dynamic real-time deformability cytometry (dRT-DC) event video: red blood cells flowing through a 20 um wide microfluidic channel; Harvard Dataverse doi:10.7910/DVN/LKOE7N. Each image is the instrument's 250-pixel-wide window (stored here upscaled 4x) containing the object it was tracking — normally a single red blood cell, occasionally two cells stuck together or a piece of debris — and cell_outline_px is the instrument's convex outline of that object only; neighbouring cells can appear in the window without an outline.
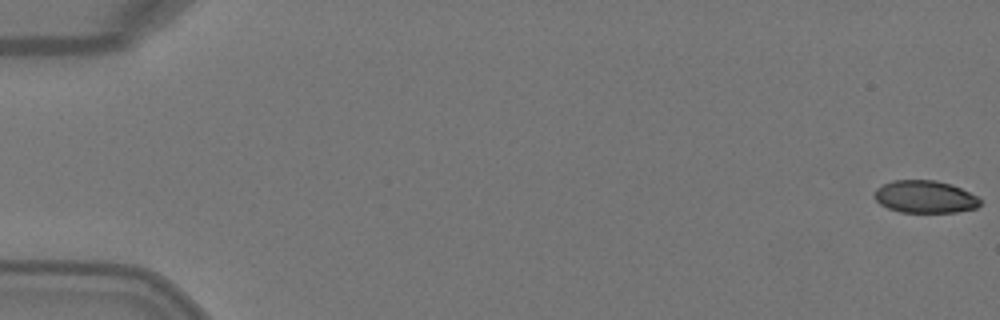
{"species": "Egyptian fruit bat (a non-hibernating species)", "species_latin": "Rousettus aegyptiacus", "temperature_condition": "warm", "stored_images_in_passage": 5, "camera_frame_rate_fps": 3000, "um_per_image_px": 0.085, "animal": {"sex": "female"}, "frame": {"image": 1, "passage_image": 1, "time_ms": 0.0, "image_size_px": [1000, 320], "cell_outline_px": [[980, 204], [976, 208], [956, 212], [900, 212], [888, 208], [880, 204], [872, 196], [876, 188], [892, 180], [936, 180], [952, 184], [976, 196], [980, 200]], "centroid_in_image_um": [78.59, 16.72], "position_along_channel_um": 6.4, "area_um2": 20.0}}
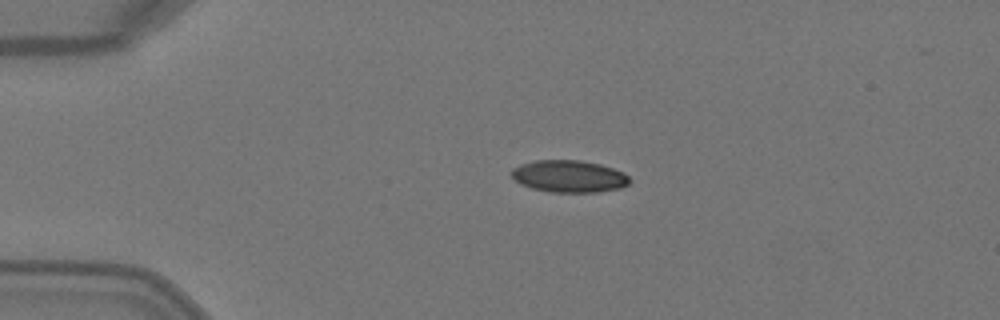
{"frame": {"image": 2, "passage_image": 4, "time_ms": 1.0, "image_size_px": [1000, 320], "cell_outline_px": [[632, 180], [628, 184], [620, 188], [596, 192], [552, 192], [532, 188], [520, 184], [512, 176], [512, 168], [520, 164], [536, 160], [580, 160], [600, 164], [624, 172]], "centroid_in_image_um": [48.38, 14.98], "position_along_channel_um": 36.6, "area_um2": 22.08}}